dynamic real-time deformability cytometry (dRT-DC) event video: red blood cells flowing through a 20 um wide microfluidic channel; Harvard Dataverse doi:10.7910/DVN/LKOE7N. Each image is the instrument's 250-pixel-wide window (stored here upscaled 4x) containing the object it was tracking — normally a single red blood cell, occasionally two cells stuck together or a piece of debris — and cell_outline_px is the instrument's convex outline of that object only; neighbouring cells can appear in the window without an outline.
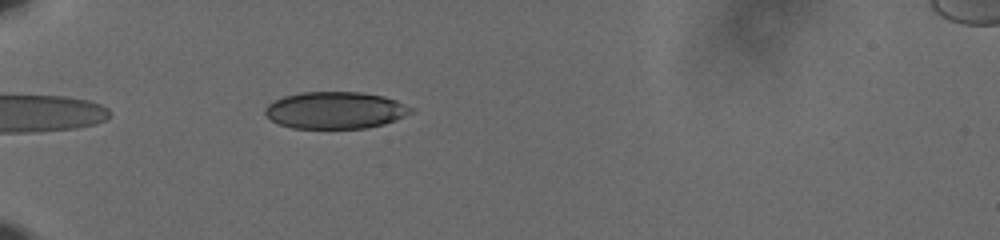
{"species": "human", "species_latin": "Homo sapiens", "temperature_condition": "cold", "stored_images_in_passage": 40, "camera_frame_rate_fps": 3000, "um_per_image_px": 0.085, "donor": {"sex": "male"}, "frame": {"image": 1, "passage_image": 1, "time_ms": 0.0, "image_size_px": [1000, 240], "cell_outline_px": [[416, 108], [412, 112], [396, 120], [384, 124], [364, 128], [292, 128], [280, 124], [272, 120], [264, 112], [264, 108], [268, 104], [284, 96], [300, 92], [360, 92], [384, 96], [396, 100]], "centroid_in_image_um": [28.53, 9.36], "position_along_channel_um": 56.5, "area_um2": 31.44}}
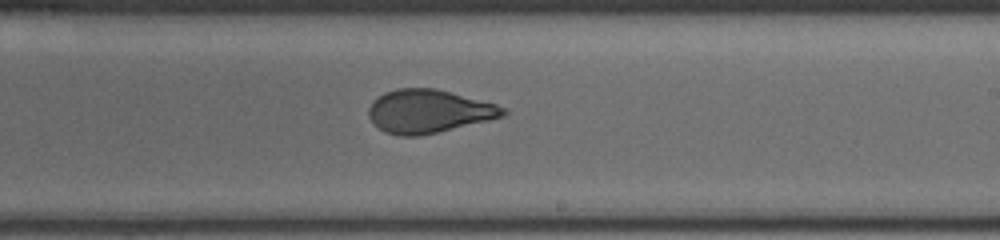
{"frame": {"image": 2, "passage_image": 19, "time_ms": 6.0, "image_size_px": [1000, 240], "cell_outline_px": [[508, 112], [504, 116], [488, 120], [436, 132], [416, 136], [396, 136], [384, 132], [368, 116], [368, 108], [384, 92], [396, 88], [436, 88], [496, 104], [504, 108]], "centroid_in_image_um": [36.43, 9.45], "position_along_channel_um": 252.6, "area_um2": 33.52}}
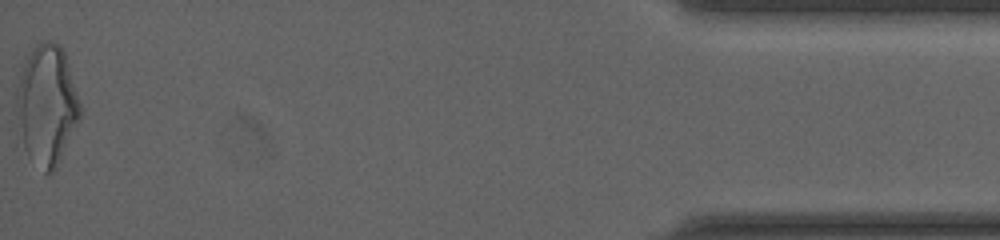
{"frame": {"image": 3, "passage_image": 40, "time_ms": 13.0, "image_size_px": [1000, 240], "cell_outline_px": [[84, 108], [80, 120], [56, 168], [52, 172], [44, 172], [28, 156], [24, 148], [16, 104], [16, 100], [24, 56], [36, 44], [44, 40], [52, 40], [60, 44], [64, 52]], "centroid_in_image_um": [4.03, 8.87], "position_along_channel_um": 431.2, "area_um2": 44.8}, "authors_computed_cell_mechanics": {"area_um2": 34.1309, "velocity_mm_per_s": 3.6277, "shape_relaxation_time_tau1_ms": 7.4974, "shape_relaxation_time_tau2_ms": 0.7582, "deformation_change_tau1": 0.1873, "deformation_change_tau2": 0.0498}}